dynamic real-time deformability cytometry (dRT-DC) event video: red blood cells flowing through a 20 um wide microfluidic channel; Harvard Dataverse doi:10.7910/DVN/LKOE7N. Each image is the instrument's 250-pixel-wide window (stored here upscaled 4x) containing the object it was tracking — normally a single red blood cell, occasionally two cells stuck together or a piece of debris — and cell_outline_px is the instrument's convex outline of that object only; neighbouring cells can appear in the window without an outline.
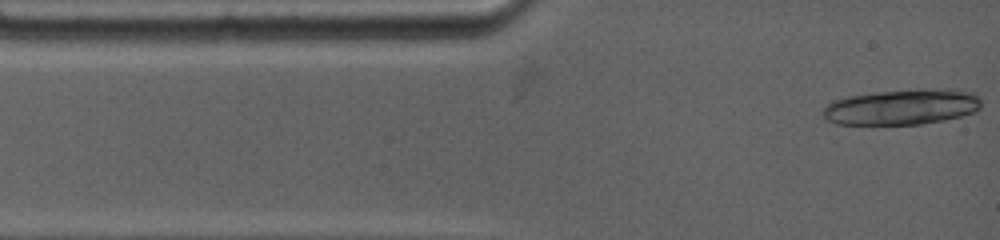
{"species": "common noctule bat (a hibernating species)", "species_latin": "Nyctalus noctula", "temperature_condition": "warm", "stored_images_in_passage": 1, "camera_frame_rate_fps": 4500, "um_per_image_px": 0.085, "animal": {"sex": "female", "body_mass_g": 19.0, "forearm_length_mm": 53.3}, "frame": {"image": 1, "passage_image": 1, "time_ms": 0.0, "image_size_px": [1000, 240], "cell_outline_px": [[980, 108], [976, 112], [944, 120], [920, 124], [836, 124], [828, 120], [820, 112], [832, 100], [848, 96], [876, 92], [924, 88], [976, 92], [980, 100]], "centroid_in_image_um": [76.66, 9.09], "position_along_channel_um": 8.3, "area_um2": 32.83}}